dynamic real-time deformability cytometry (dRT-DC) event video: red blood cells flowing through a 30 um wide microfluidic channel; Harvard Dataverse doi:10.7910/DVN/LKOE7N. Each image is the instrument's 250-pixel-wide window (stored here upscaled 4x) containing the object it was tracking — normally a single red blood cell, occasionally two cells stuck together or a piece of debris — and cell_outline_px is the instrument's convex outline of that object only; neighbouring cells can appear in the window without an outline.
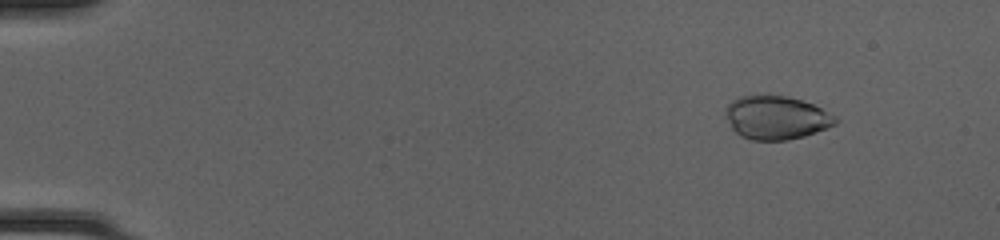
{"species": "common noctule bat (a hibernating species)", "species_latin": "Nyctalus noctula", "temperature_condition": "cold", "stored_images_in_passage": 50, "camera_frame_rate_fps": 3000, "um_per_image_px": 0.085, "animal": {"sex": "female", "body_mass_g": 20.0, "forearm_length_mm": 54.0}, "frame": {"image": 1, "passage_image": 6, "time_ms": 1.667, "image_size_px": [1000, 240], "cell_outline_px": [[840, 120], [836, 124], [828, 128], [804, 136], [788, 140], [752, 140], [740, 136], [732, 128], [724, 116], [724, 108], [732, 100], [740, 96], [784, 96], [800, 100], [812, 104], [836, 116]], "centroid_in_image_um": [65.96, 10.01], "position_along_channel_um": 19.0, "area_um2": 27.86}}
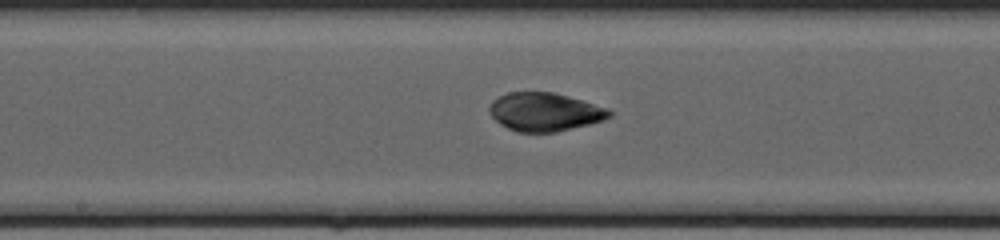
{"frame": {"image": 2, "passage_image": 28, "time_ms": 9.0, "image_size_px": [1000, 240], "cell_outline_px": [[612, 116], [604, 120], [556, 132], [516, 132], [500, 124], [492, 116], [488, 108], [492, 100], [508, 92], [552, 92], [568, 96], [608, 108], [612, 112]], "centroid_in_image_um": [46.29, 9.51], "position_along_channel_um": 201.9, "area_um2": 26.76}}
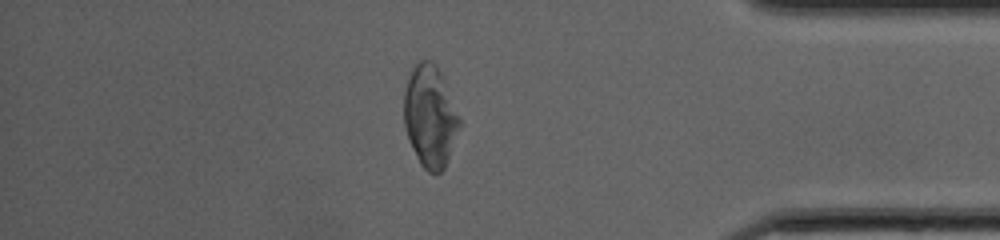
{"frame": {"image": 3, "passage_image": 44, "time_ms": 14.333, "image_size_px": [1000, 240], "cell_outline_px": [[460, 124], [444, 168], [440, 172], [428, 172], [420, 164], [408, 140], [404, 128], [404, 92], [412, 64], [420, 60], [432, 60], [436, 64], [440, 72], [460, 116]], "centroid_in_image_um": [36.52, 9.85], "position_along_channel_um": 398.7, "area_um2": 32.83}, "authors_computed_cell_mechanics": {"area_um2": 28.2353, "velocity_mm_per_s": 4.172, "shape_relaxation_time_tau1_ms": 4.0853, "shape_relaxation_time_tau2_ms": 1.0988, "deformation_change_tau1": 0.1181, "deformation_change_tau2": 0.0279}}